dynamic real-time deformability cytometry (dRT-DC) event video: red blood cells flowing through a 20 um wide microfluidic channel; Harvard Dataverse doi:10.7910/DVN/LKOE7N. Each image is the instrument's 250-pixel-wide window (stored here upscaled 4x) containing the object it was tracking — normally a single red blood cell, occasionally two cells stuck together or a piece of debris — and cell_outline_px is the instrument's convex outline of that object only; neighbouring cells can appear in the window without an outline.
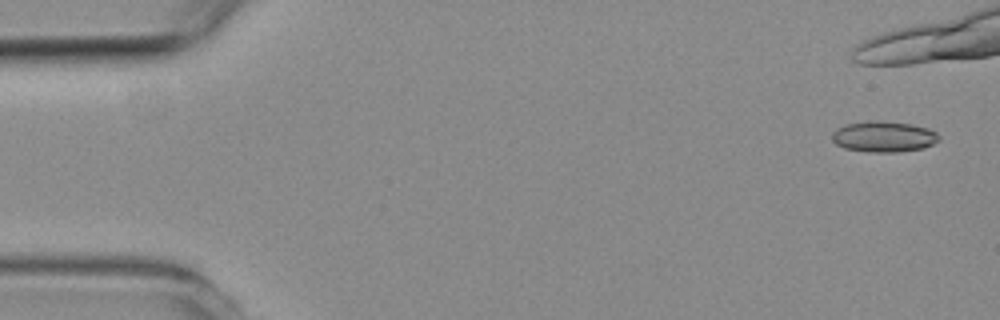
{"species": "common noctule bat (a hibernating species)", "species_latin": "Nyctalus noctula", "temperature_condition": "room temperature", "stored_images_in_passage": 9, "camera_frame_rate_fps": 3000, "um_per_image_px": 0.085, "animal": {"sex": "female", "body_mass_g": 19.3, "forearm_length_mm": 54.1}, "frame": {"image": 1, "passage_image": 1, "time_ms": 0.0, "image_size_px": [1000, 320], "cell_outline_px": [[940, 140], [924, 148], [896, 152], [868, 152], [844, 148], [836, 144], [832, 140], [832, 132], [836, 128], [844, 124], [872, 120], [876, 120], [912, 124], [928, 128], [936, 132], [940, 136]], "centroid_in_image_um": [75.1, 11.61], "position_along_channel_um": 9.9, "area_um2": 19.42}}
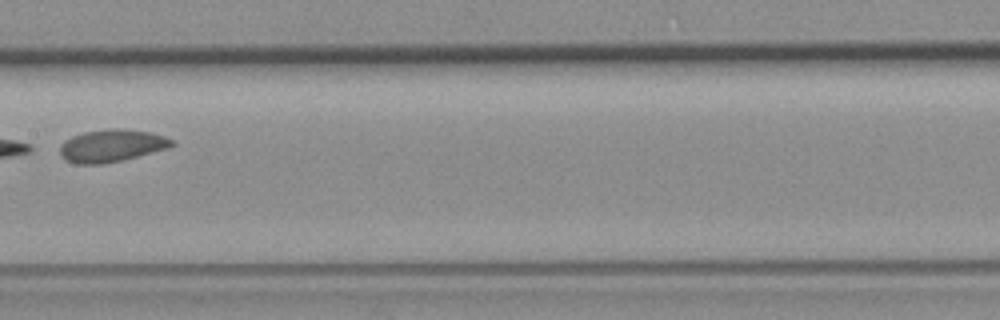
{"frame": {"image": 2, "passage_image": 9, "time_ms": 10.0, "image_size_px": [1000, 320], "cell_outline_px": [[176, 144], [168, 148], [124, 160], [100, 164], [76, 164], [60, 156], [60, 144], [72, 136], [84, 132], [148, 132], [164, 136], [172, 140]], "centroid_in_image_um": [9.46, 12.45], "position_along_channel_um": 197.9, "area_um2": 20.06}}